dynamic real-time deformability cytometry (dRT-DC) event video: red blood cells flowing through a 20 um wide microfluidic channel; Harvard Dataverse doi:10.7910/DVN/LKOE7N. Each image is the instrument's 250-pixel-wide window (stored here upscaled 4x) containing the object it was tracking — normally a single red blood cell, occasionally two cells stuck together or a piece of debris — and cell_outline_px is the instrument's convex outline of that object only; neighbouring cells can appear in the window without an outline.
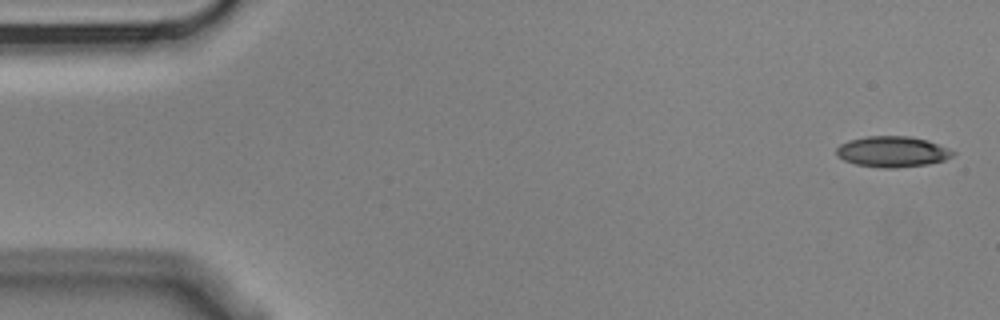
{"species": "Egyptian fruit bat (a non-hibernating species)", "species_latin": "Rousettus aegyptiacus", "temperature_condition": "cold", "stored_images_in_passage": 4, "camera_frame_rate_fps": 3000, "um_per_image_px": 0.085, "animal": {"sex": "male"}, "frame": {"image": 1, "passage_image": 1, "time_ms": 0.0, "image_size_px": [1000, 320], "cell_outline_px": [[956, 152], [952, 156], [944, 160], [928, 164], [896, 168], [884, 168], [856, 164], [844, 160], [836, 156], [836, 148], [840, 144], [848, 140], [864, 136], [908, 136], [928, 140], [948, 148]], "centroid_in_image_um": [75.83, 12.89], "position_along_channel_um": 9.2, "area_um2": 20.98}}
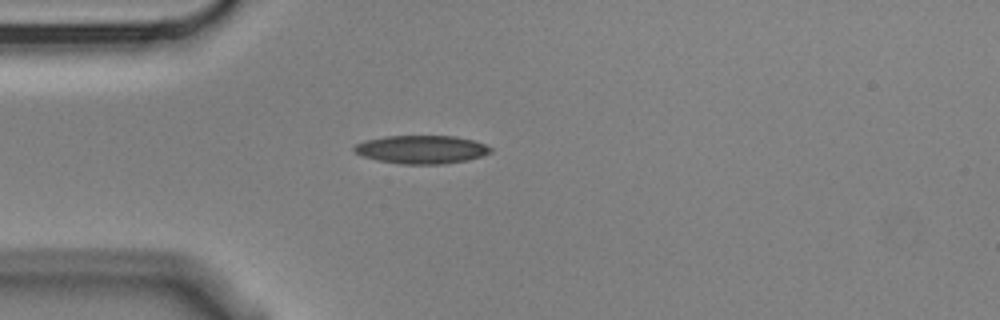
{"frame": {"image": 2, "passage_image": 4, "time_ms": 1.0, "image_size_px": [1000, 320], "cell_outline_px": [[492, 152], [468, 160], [444, 164], [400, 164], [376, 160], [364, 156], [356, 152], [352, 148], [356, 144], [364, 140], [384, 136], [456, 136], [472, 140], [484, 144], [492, 148]], "centroid_in_image_um": [35.82, 12.7], "position_along_channel_um": 49.2, "area_um2": 22.48}}